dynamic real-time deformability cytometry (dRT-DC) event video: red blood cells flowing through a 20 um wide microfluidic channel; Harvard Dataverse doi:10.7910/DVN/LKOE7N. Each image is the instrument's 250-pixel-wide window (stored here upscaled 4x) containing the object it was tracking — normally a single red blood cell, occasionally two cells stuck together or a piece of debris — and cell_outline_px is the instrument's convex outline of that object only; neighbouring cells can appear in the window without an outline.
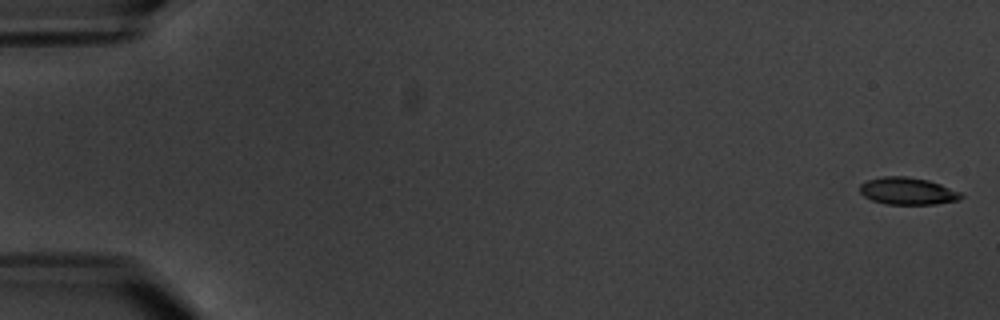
{"species": "common noctule bat (a hibernating species)", "species_latin": "Nyctalus noctula", "temperature_condition": "warm", "stored_images_in_passage": 6, "camera_frame_rate_fps": 3000, "um_per_image_px": 0.085, "animal": {"sex": "male", "body_mass_g": 20.1, "forearm_length_mm": 53.5}, "frame": {"image": 1, "passage_image": 1, "time_ms": 0.0, "image_size_px": [1000, 320], "cell_outline_px": [[964, 196], [960, 200], [936, 204], [888, 204], [872, 200], [864, 196], [860, 192], [860, 184], [868, 180], [880, 176], [908, 176], [928, 180], [940, 184], [960, 192]], "centroid_in_image_um": [77.15, 16.23], "position_along_channel_um": 7.8, "area_um2": 16.07}}
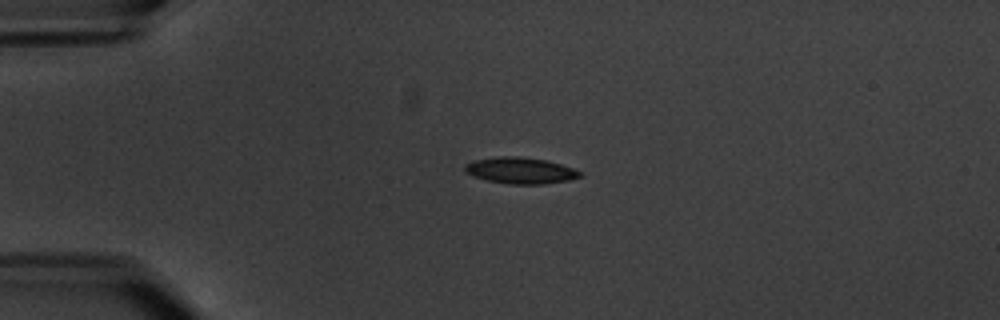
{"frame": {"image": 2, "passage_image": 5, "time_ms": 4.667, "image_size_px": [1000, 320], "cell_outline_px": [[584, 176], [568, 180], [544, 184], [508, 184], [488, 180], [472, 176], [464, 172], [464, 164], [476, 160], [496, 156], [520, 156], [548, 160], [584, 172]], "centroid_in_image_um": [44.25, 14.49], "position_along_channel_um": 40.8, "area_um2": 17.86}}